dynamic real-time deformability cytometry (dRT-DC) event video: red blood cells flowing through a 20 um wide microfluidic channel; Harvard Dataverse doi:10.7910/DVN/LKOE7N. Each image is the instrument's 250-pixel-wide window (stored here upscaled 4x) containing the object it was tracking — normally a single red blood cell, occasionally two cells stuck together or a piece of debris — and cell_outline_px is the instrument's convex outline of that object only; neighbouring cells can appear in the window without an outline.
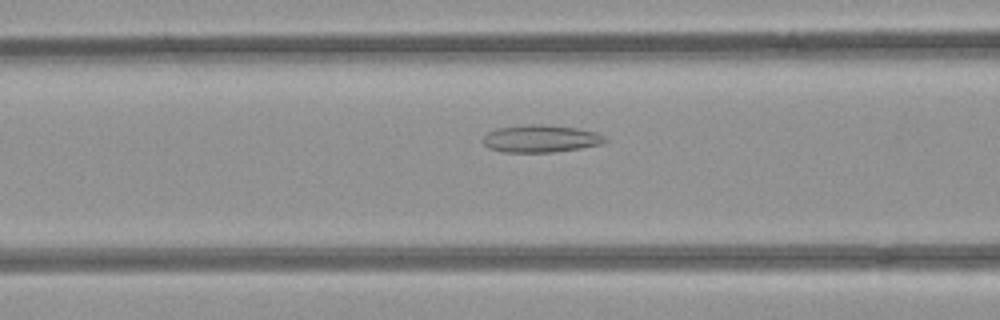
{"species": "common noctule bat (a hibernating species)", "species_latin": "Nyctalus noctula", "temperature_condition": "room temperature", "stored_images_in_passage": 31, "camera_frame_rate_fps": 3000, "um_per_image_px": 0.085, "animal": {"sex": "female", "body_mass_g": 21.9}, "frame": {"image": 1, "passage_image": 6, "time_ms": 1.667, "image_size_px": [1000, 320], "cell_outline_px": [[608, 140], [600, 144], [580, 148], [552, 152], [504, 152], [488, 148], [484, 144], [484, 136], [488, 132], [496, 128], [524, 124], [544, 124], [576, 128], [596, 132], [604, 136]], "centroid_in_image_um": [45.94, 11.77], "position_along_channel_um": 120.7, "area_um2": 19.48}}
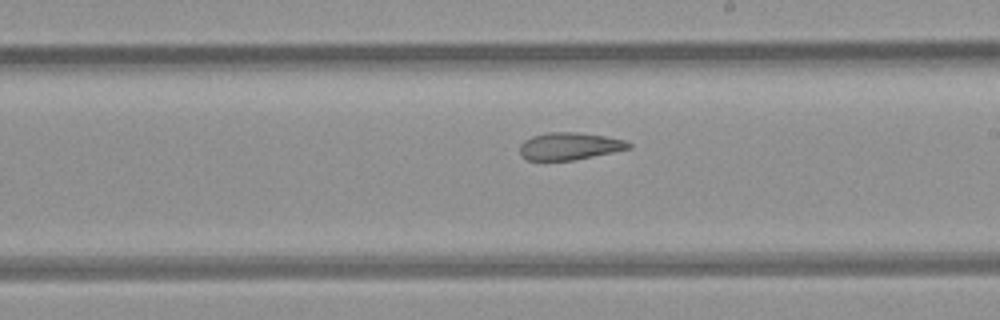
{"frame": {"image": 2, "passage_image": 15, "time_ms": 4.667, "image_size_px": [1000, 320], "cell_outline_px": [[632, 148], [572, 160], [528, 160], [520, 156], [520, 144], [524, 140], [532, 136], [548, 132], [576, 132], [604, 136], [624, 140], [632, 144]], "centroid_in_image_um": [48.38, 12.42], "position_along_channel_um": 240.6, "area_um2": 17.22}}
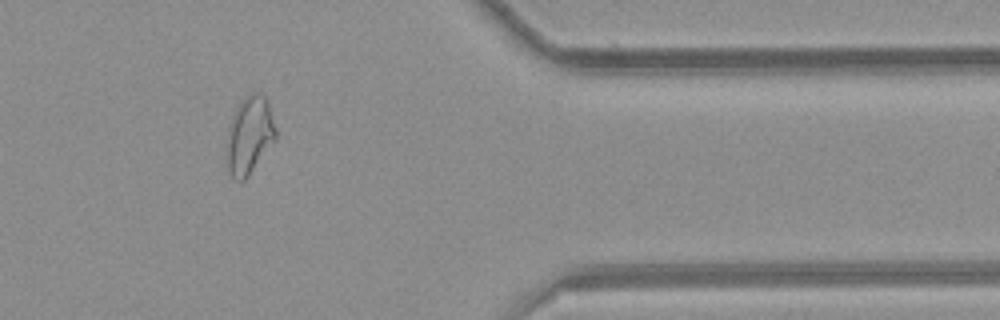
{"frame": {"image": 3, "passage_image": 28, "time_ms": 9.0, "image_size_px": [1000, 320], "cell_outline_px": [[276, 140], [248, 176], [244, 180], [236, 180], [232, 176], [228, 168], [228, 124], [240, 100], [244, 96], [252, 92], [260, 92], [268, 100], [276, 128]], "centroid_in_image_um": [21.23, 11.44], "position_along_channel_um": 390.2, "area_um2": 22.2}, "authors_computed_cell_mechanics": {"area_um2": 18.5538, "velocity_mm_per_s": 3.9928, "shape_relaxation_time_tau1_ms": null, "shape_relaxation_time_tau2_ms": 4.3454, "deformation_change_tau1": null, "deformation_change_tau2": 0.1352}}